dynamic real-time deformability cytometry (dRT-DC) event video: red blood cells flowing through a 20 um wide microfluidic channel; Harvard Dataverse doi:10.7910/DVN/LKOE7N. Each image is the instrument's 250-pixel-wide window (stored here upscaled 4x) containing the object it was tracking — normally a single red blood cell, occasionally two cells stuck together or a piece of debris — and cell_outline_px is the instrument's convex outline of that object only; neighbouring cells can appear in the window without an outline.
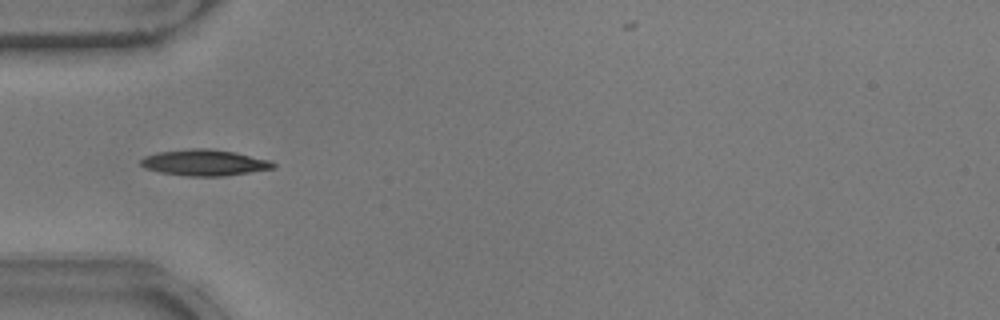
{"species": "common noctule bat (a hibernating species)", "species_latin": "Nyctalus noctula", "temperature_condition": "warm", "stored_images_in_passage": 52, "camera_frame_rate_fps": 3000, "um_per_image_px": 0.085, "animal": {"sex": "male", "body_mass_g": 17.9}, "frame": {"image": 1, "passage_image": 17, "time_ms": 5.333, "image_size_px": [1000, 320], "cell_outline_px": [[276, 168], [224, 176], [188, 176], [160, 172], [144, 168], [140, 164], [140, 160], [144, 156], [156, 152], [192, 148], [208, 148], [236, 152], [272, 160], [276, 164]], "centroid_in_image_um": [17.4, 13.81], "position_along_channel_um": 67.6, "area_um2": 20.4}}
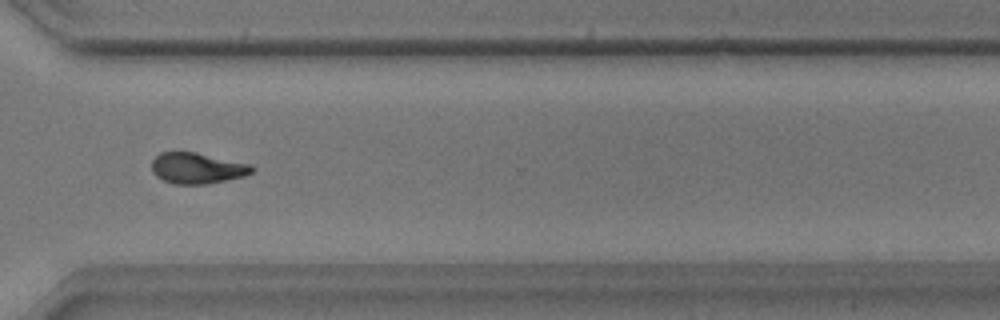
{"frame": {"image": 2, "passage_image": 39, "time_ms": 12.667, "image_size_px": [1000, 320], "cell_outline_px": [[256, 168], [252, 172], [244, 176], [208, 184], [176, 184], [164, 180], [156, 176], [152, 172], [152, 160], [160, 152], [196, 152], [252, 164]], "centroid_in_image_um": [16.78, 14.29], "position_along_channel_um": 353.8, "area_um2": 18.15}}
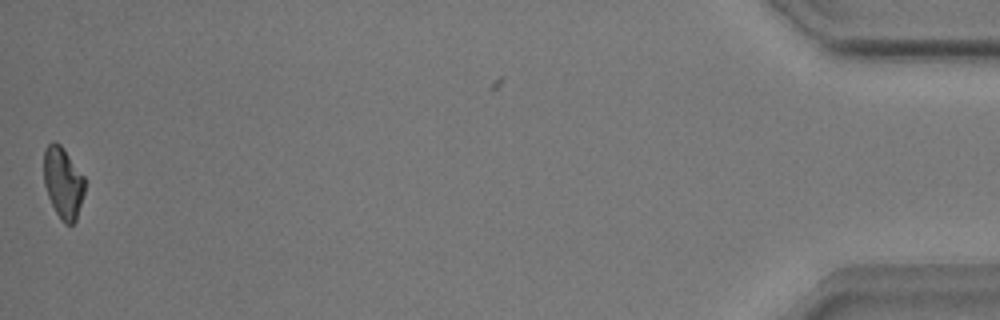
{"frame": {"image": 3, "passage_image": 52, "time_ms": 17.0, "image_size_px": [1000, 320], "cell_outline_px": [[84, 192], [76, 220], [72, 224], [64, 224], [60, 220], [48, 196], [44, 184], [44, 152], [48, 144], [52, 140], [56, 140], [64, 148], [84, 176]], "centroid_in_image_um": [5.35, 15.51], "position_along_channel_um": 429.8, "area_um2": 17.05}, "authors_computed_cell_mechanics": {"area_um2": 17.9469, "velocity_mm_per_s": 3.895, "shape_relaxation_time_tau1_ms": 3.45, "shape_relaxation_time_tau2_ms": 2.7779, "deformation_change_tau1": 0.1313, "deformation_change_tau2": 0.0855}}